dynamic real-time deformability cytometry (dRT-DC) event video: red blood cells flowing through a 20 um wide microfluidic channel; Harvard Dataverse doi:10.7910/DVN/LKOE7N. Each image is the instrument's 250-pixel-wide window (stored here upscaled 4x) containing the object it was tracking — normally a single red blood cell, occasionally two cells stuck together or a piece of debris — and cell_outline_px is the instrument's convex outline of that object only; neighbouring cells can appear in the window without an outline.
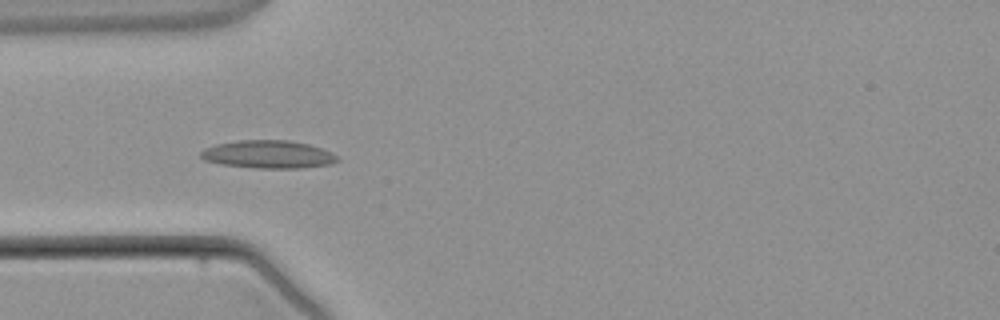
{"species": "common noctule bat (a hibernating species)", "species_latin": "Nyctalus noctula", "temperature_condition": "warm", "stored_images_in_passage": 2, "camera_frame_rate_fps": 3000, "um_per_image_px": 0.085, "animal": {"sex": "male", "body_mass_g": 21.5, "forearm_length_mm": 52.0}, "frame": {"image": 1, "passage_image": 2, "time_ms": 1.333, "image_size_px": [1000, 320], "cell_outline_px": [[340, 160], [332, 164], [304, 168], [256, 168], [220, 164], [204, 160], [200, 156], [200, 152], [204, 148], [216, 144], [240, 140], [288, 140], [308, 144], [320, 148], [336, 156]], "centroid_in_image_um": [22.77, 13.13], "position_along_channel_um": 62.2, "area_um2": 22.2}}